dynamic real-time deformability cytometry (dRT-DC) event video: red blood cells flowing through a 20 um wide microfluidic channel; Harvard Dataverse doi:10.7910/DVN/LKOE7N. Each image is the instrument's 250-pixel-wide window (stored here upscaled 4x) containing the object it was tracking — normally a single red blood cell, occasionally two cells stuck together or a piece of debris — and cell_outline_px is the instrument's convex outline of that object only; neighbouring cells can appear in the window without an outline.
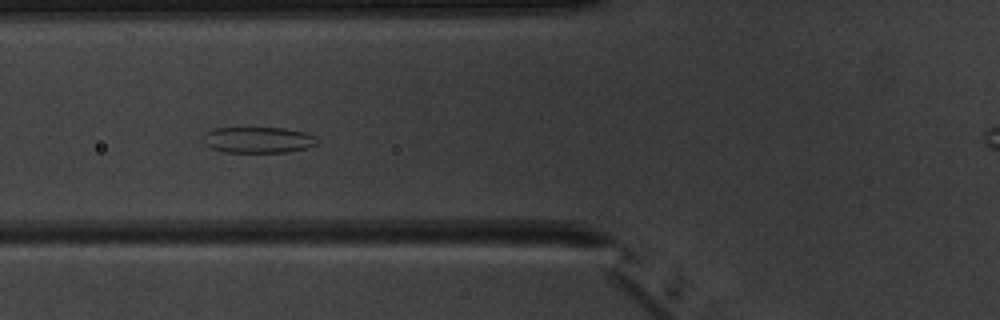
{"species": "common noctule bat (a hibernating species)", "species_latin": "Nyctalus noctula", "temperature_condition": "warm", "stored_images_in_passage": 8, "camera_frame_rate_fps": 3000, "um_per_image_px": 0.085, "animal": {"sex": "male", "body_mass_g": 20.1, "forearm_length_mm": 53.5}, "frame": {"image": 1, "passage_image": 7, "time_ms": 7.0, "image_size_px": [1000, 320], "cell_outline_px": [[320, 140], [316, 144], [308, 148], [288, 152], [224, 152], [212, 148], [204, 144], [200, 140], [200, 136], [204, 132], [212, 128], [284, 128], [308, 132], [316, 136]], "centroid_in_image_um": [21.92, 11.88], "position_along_channel_um": 103.9, "area_um2": 17.8}}
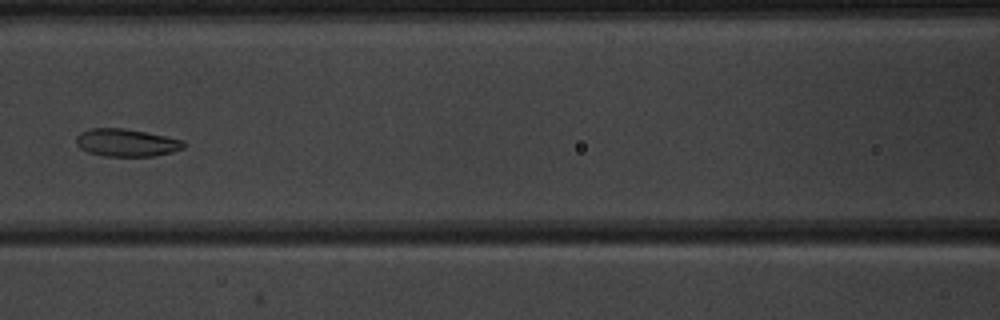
{"frame": {"image": 2, "passage_image": 8, "time_ms": 8.333, "image_size_px": [1000, 320], "cell_outline_px": [[188, 144], [184, 148], [172, 152], [152, 156], [104, 156], [88, 152], [80, 148], [76, 144], [76, 136], [80, 132], [88, 128], [124, 128], [184, 140]], "centroid_in_image_um": [10.74, 12.12], "position_along_channel_um": 155.9, "area_um2": 17.4}}